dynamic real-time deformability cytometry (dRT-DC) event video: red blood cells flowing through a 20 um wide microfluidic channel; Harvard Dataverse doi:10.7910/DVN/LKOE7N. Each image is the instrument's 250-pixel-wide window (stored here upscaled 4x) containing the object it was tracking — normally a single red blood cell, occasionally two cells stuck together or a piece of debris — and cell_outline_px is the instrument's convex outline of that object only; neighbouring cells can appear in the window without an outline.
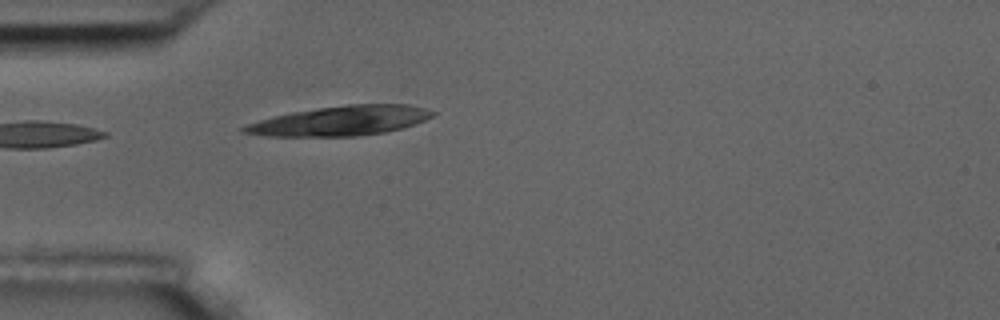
{"species": "common noctule bat (a hibernating species)", "species_latin": "Nyctalus noctula", "temperature_condition": "room temperature", "stored_images_in_passage": 1, "camera_frame_rate_fps": 3000, "um_per_image_px": 0.085, "animal": {"sex": "male", "body_mass_g": 17.5, "forearm_length_mm": 52.3}, "frame": {"image": 1, "passage_image": 1, "time_ms": 0.0, "image_size_px": [1000, 320], "cell_outline_px": [[436, 112], [432, 116], [424, 120], [400, 128], [384, 132], [360, 136], [268, 136], [240, 132], [240, 128], [248, 124], [272, 116], [292, 112], [348, 104], [408, 104], [424, 108]], "centroid_in_image_um": [28.92, 10.27], "position_along_channel_um": 56.1, "area_um2": 32.25}}